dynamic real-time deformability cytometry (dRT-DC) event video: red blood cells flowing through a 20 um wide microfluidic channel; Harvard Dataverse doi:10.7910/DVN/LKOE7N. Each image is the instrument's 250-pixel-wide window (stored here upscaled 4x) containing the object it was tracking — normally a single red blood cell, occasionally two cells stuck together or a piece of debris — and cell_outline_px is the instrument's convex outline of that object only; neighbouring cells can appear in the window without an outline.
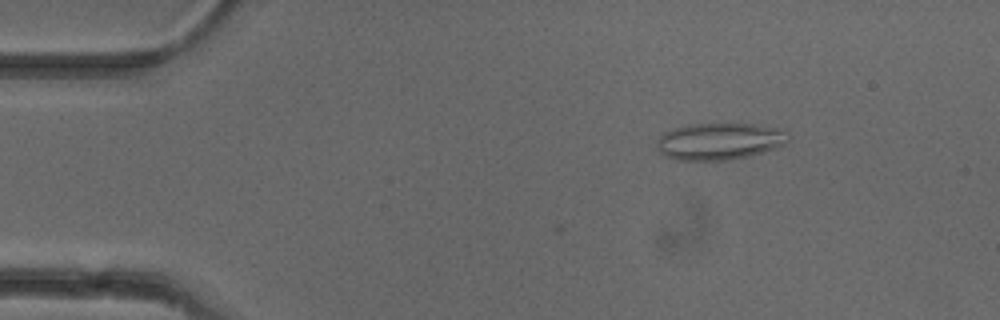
{"species": "common noctule bat (a hibernating species)", "species_latin": "Nyctalus noctula", "temperature_condition": "cold", "stored_images_in_passage": 4, "camera_frame_rate_fps": 3000, "um_per_image_px": 0.085, "animal": {"sex": "female"}, "frame": {"image": 1, "passage_image": 2, "time_ms": 0.333, "image_size_px": [1000, 320], "cell_outline_px": [[788, 140], [784, 144], [748, 156], [728, 160], [676, 160], [664, 156], [660, 152], [656, 144], [660, 136], [664, 132], [688, 124], [756, 124], [776, 128], [784, 132]], "centroid_in_image_um": [61.08, 12.01], "position_along_channel_um": 23.9, "area_um2": 27.8}}